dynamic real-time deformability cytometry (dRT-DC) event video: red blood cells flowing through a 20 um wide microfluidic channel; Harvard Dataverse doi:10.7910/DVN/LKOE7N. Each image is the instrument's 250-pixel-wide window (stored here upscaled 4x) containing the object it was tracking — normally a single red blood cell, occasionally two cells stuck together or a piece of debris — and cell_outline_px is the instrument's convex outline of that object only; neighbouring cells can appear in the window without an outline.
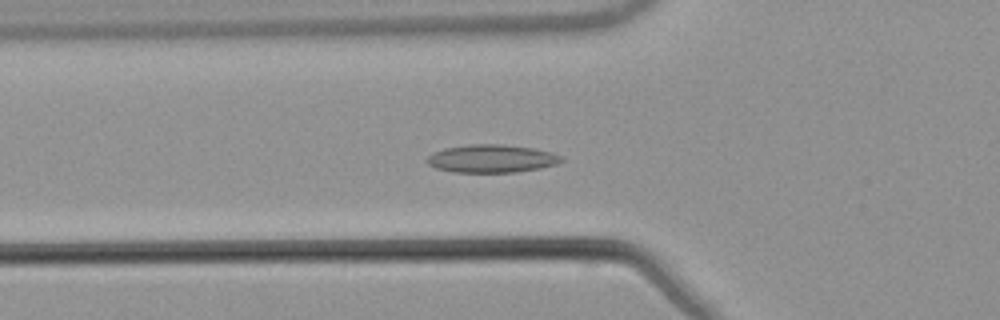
{"species": "common noctule bat (a hibernating species)", "species_latin": "Nyctalus noctula", "temperature_condition": "warm", "stored_images_in_passage": 51, "camera_frame_rate_fps": 3000, "um_per_image_px": 0.085, "animal": {"sex": "male", "body_mass_g": 21.5, "forearm_length_mm": 52.0}, "frame": {"image": 1, "passage_image": 16, "time_ms": 5.0, "image_size_px": [1000, 320], "cell_outline_px": [[564, 160], [556, 164], [540, 168], [516, 172], [452, 172], [436, 168], [428, 164], [424, 160], [432, 152], [444, 148], [468, 144], [500, 144], [532, 148], [552, 152], [560, 156]], "centroid_in_image_um": [41.74, 13.48], "position_along_channel_um": 84.1, "area_um2": 21.96}}
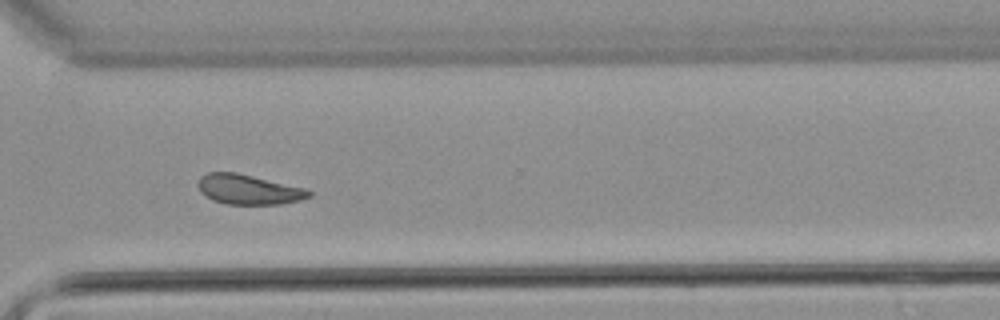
{"frame": {"image": 2, "passage_image": 37, "time_ms": 12.0, "image_size_px": [1000, 320], "cell_outline_px": [[312, 196], [300, 200], [280, 204], [228, 204], [212, 200], [204, 196], [200, 192], [196, 184], [200, 176], [208, 172], [236, 172], [308, 188], [312, 192]], "centroid_in_image_um": [21.12, 16.1], "position_along_channel_um": 349.5, "area_um2": 19.65}}
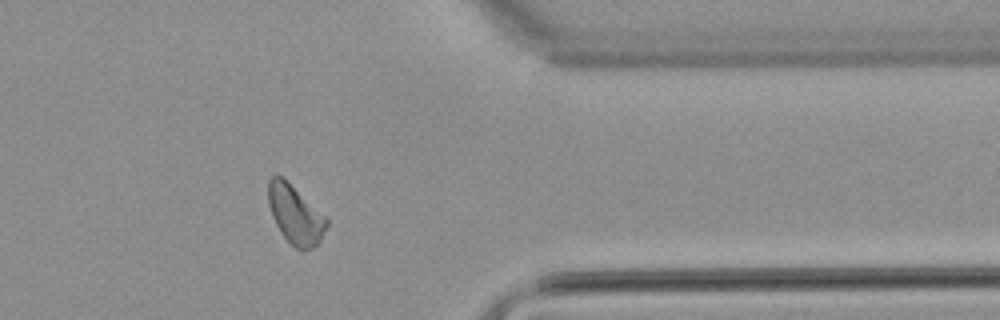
{"frame": {"image": 3, "passage_image": 41, "time_ms": 13.333, "image_size_px": [1000, 320], "cell_outline_px": [[328, 224], [320, 240], [312, 248], [304, 252], [296, 248], [280, 232], [272, 216], [268, 204], [268, 180], [272, 176], [284, 176], [328, 216]], "centroid_in_image_um": [25.12, 18.2], "position_along_channel_um": 386.3, "area_um2": 20.46}, "authors_computed_cell_mechanics": {"area_um2": 20.2878, "velocity_mm_per_s": 3.789, "shape_relaxation_time_tau1_ms": null, "shape_relaxation_time_tau2_ms": 5.0613, "deformation_change_tau1": null, "deformation_change_tau2": 0.1011}}